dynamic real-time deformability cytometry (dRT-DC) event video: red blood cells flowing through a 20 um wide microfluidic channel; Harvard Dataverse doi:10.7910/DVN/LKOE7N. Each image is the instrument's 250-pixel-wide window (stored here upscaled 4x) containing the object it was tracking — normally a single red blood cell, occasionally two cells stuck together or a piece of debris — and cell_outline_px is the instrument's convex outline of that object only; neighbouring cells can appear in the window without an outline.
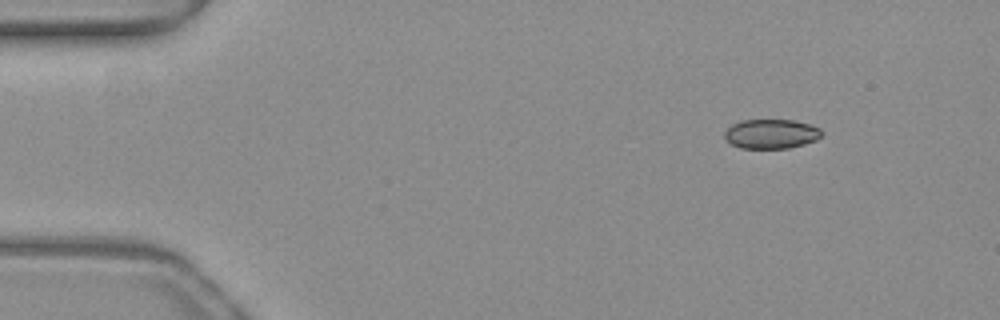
{"species": "common noctule bat (a hibernating species)", "species_latin": "Nyctalus noctula", "temperature_condition": "warm", "stored_images_in_passage": 46, "camera_frame_rate_fps": 3000, "um_per_image_px": 0.085, "animal": {"sex": "female", "body_mass_g": 19.3, "forearm_length_mm": 54.1}, "frame": {"image": 1, "passage_image": 1, "time_ms": 0.0, "image_size_px": [1000, 320], "cell_outline_px": [[824, 132], [816, 140], [804, 144], [788, 148], [740, 148], [724, 140], [724, 132], [732, 124], [740, 120], [792, 120], [808, 124], [820, 128]], "centroid_in_image_um": [65.53, 11.38], "position_along_channel_um": 19.5, "area_um2": 16.7}}
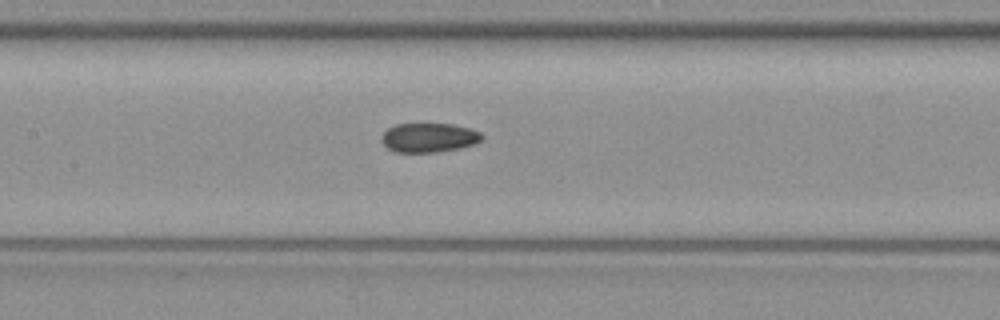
{"frame": {"image": 2, "passage_image": 19, "time_ms": 6.0, "image_size_px": [1000, 320], "cell_outline_px": [[484, 136], [476, 144], [460, 148], [436, 152], [396, 152], [388, 148], [380, 140], [380, 136], [388, 128], [396, 124], [452, 124], [468, 128], [480, 132]], "centroid_in_image_um": [36.45, 11.7], "position_along_channel_um": 171.0, "area_um2": 17.11}}
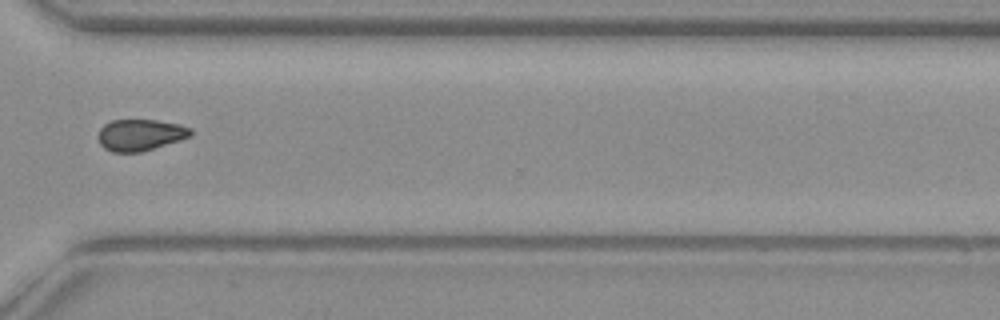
{"frame": {"image": 3, "passage_image": 33, "time_ms": 10.667, "image_size_px": [1000, 320], "cell_outline_px": [[192, 136], [180, 140], [140, 152], [112, 152], [104, 148], [100, 144], [96, 136], [100, 128], [104, 124], [112, 120], [156, 120], [180, 124], [192, 128]], "centroid_in_image_um": [11.91, 11.46], "position_along_channel_um": 358.7, "area_um2": 17.11}, "authors_computed_cell_mechanics": {"area_um2": 17.2533, "velocity_mm_per_s": 4.0316, "shape_relaxation_time_tau1_ms": null, "shape_relaxation_time_tau2_ms": 8.5194, "deformation_change_tau1": null, "deformation_change_tau2": 0.1034}}